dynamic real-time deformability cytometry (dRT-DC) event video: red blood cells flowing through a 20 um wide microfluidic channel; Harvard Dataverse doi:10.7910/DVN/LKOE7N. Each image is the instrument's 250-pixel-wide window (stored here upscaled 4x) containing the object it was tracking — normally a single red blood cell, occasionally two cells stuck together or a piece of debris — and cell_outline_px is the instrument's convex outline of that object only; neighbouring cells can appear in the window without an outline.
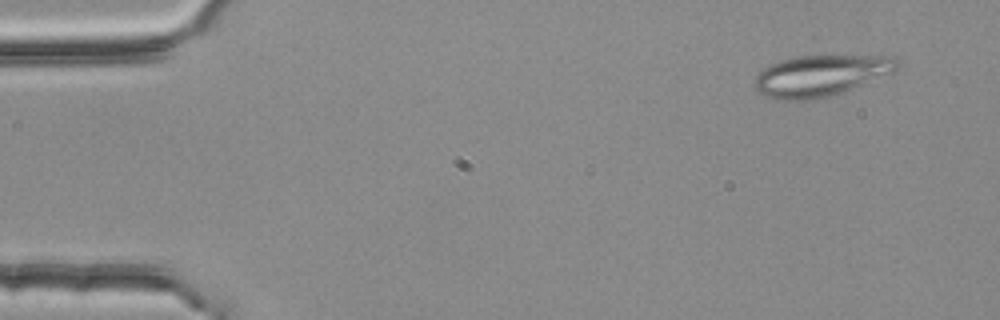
{"species": "common noctule bat (a hibernating species)", "species_latin": "Nyctalus noctula", "temperature_condition": "room temperature", "stored_images_in_passage": 4, "camera_frame_rate_fps": 3000, "um_per_image_px": 0.085, "animal": {"sex": "female", "body_mass_g": 25.1}, "frame": {"image": 1, "passage_image": 1, "time_ms": 0.0, "image_size_px": [1000, 320], "cell_outline_px": [[900, 64], [896, 72], [824, 100], [776, 100], [760, 92], [752, 84], [752, 80], [764, 68], [780, 60], [800, 56], [896, 56]], "centroid_in_image_um": [69.81, 6.45], "position_along_channel_um": 15.2, "area_um2": 34.8}}